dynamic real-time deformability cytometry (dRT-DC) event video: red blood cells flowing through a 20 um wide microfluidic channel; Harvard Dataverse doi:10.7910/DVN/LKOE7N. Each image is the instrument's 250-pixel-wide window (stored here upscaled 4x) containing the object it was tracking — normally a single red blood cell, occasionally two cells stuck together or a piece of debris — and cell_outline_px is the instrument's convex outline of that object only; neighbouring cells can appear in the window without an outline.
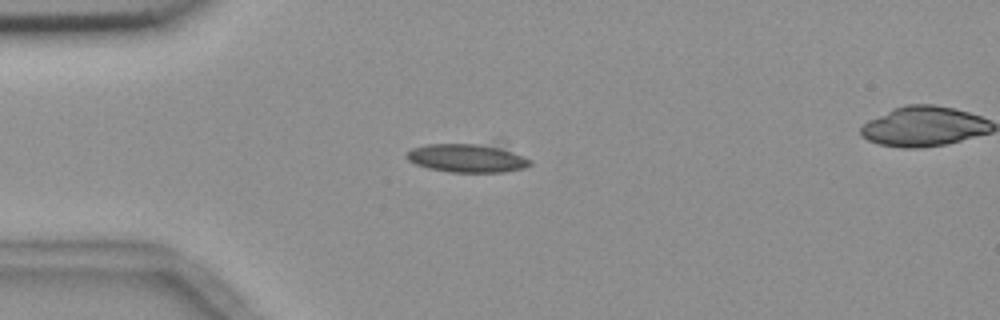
{"species": "common noctule bat (a hibernating species)", "species_latin": "Nyctalus noctula", "temperature_condition": "room temperature", "stored_images_in_passage": 46, "camera_frame_rate_fps": 3000, "um_per_image_px": 0.085, "animal": {"sex": "female", "body_mass_g": 18.4}, "frame": {"image": 1, "passage_image": 2, "time_ms": 0.333, "image_size_px": [1000, 320], "cell_outline_px": [[532, 164], [524, 168], [504, 172], [448, 172], [428, 168], [416, 164], [408, 160], [404, 156], [412, 148], [428, 144], [476, 144], [500, 148], [512, 152], [532, 160]], "centroid_in_image_um": [39.66, 13.46], "position_along_channel_um": 45.3, "area_um2": 20.17}}